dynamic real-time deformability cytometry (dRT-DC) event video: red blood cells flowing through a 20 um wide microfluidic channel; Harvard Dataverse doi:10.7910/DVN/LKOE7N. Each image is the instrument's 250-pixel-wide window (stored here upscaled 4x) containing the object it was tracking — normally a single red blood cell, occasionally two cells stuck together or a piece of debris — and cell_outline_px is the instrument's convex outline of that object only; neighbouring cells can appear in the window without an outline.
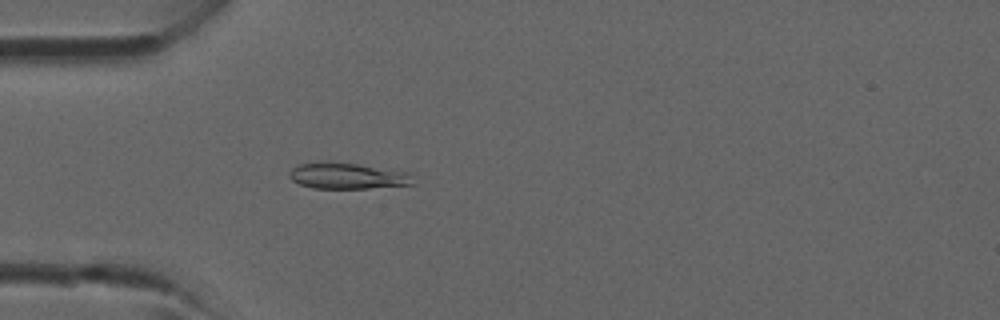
{"species": "common noctule bat (a hibernating species)", "species_latin": "Nyctalus noctula", "temperature_condition": "room temperature", "stored_images_in_passage": 32, "camera_frame_rate_fps": 3000, "um_per_image_px": 0.085, "animal": {"sex": "male", "forearm_length_mm": 52.5}, "frame": {"image": 1, "passage_image": 7, "time_ms": 2.0, "image_size_px": [1000, 320], "cell_outline_px": [[416, 184], [368, 188], [312, 188], [300, 184], [292, 180], [288, 176], [288, 172], [292, 168], [300, 164], [356, 164], [408, 172]], "centroid_in_image_um": [29.56, 14.99], "position_along_channel_um": 55.4, "area_um2": 18.09}}
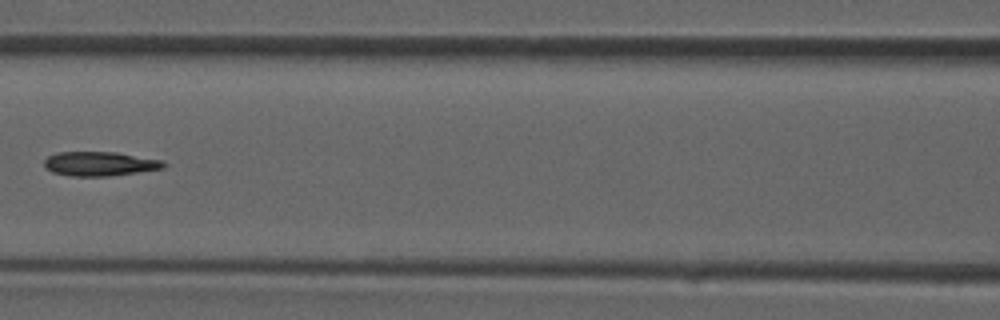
{"frame": {"image": 2, "passage_image": 13, "time_ms": 4.0, "image_size_px": [1000, 320], "cell_outline_px": [[168, 164], [164, 168], [108, 176], [72, 176], [52, 172], [44, 164], [44, 160], [48, 156], [56, 152], [116, 152], [164, 160]], "centroid_in_image_um": [8.51, 13.91], "position_along_channel_um": 158.1, "area_um2": 16.88}}
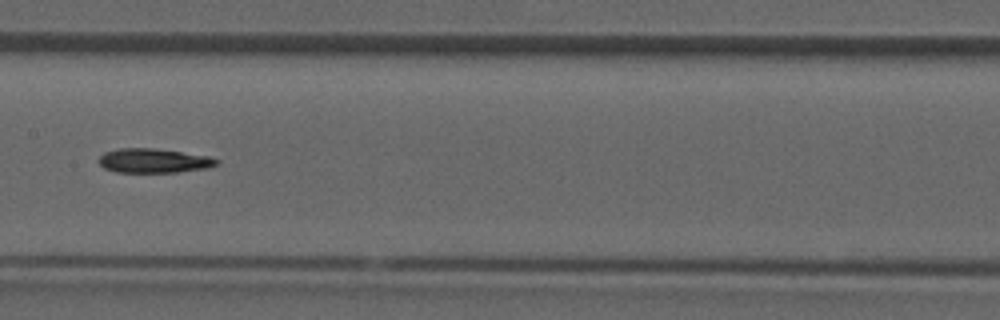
{"frame": {"image": 3, "passage_image": 15, "time_ms": 4.667, "image_size_px": [1000, 320], "cell_outline_px": [[220, 160], [216, 164], [208, 168], [176, 172], [116, 172], [104, 168], [100, 164], [100, 156], [104, 152], [120, 148], [152, 148], [208, 156]], "centroid_in_image_um": [13.05, 13.66], "position_along_channel_um": 194.3, "area_um2": 16.47}}